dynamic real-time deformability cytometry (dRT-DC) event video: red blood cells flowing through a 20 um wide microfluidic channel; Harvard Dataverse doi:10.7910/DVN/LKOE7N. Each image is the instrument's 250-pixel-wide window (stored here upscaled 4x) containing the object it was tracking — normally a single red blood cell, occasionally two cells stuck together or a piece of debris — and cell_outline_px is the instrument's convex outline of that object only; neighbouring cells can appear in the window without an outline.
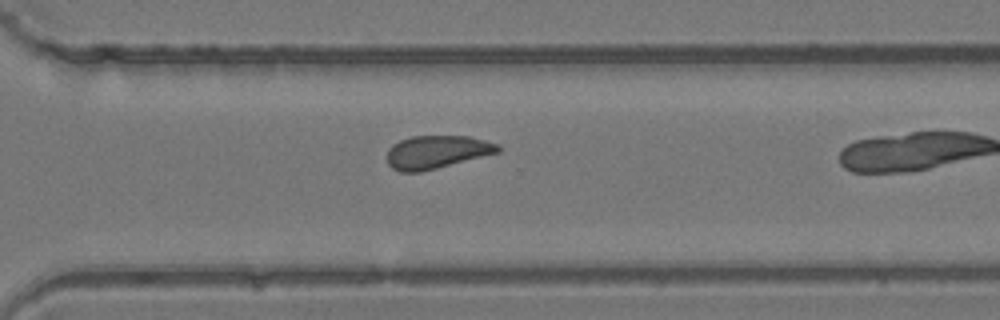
{"species": "common noctule bat (a hibernating species)", "species_latin": "Nyctalus noctula", "temperature_condition": "room temperature", "stored_images_in_passage": 25, "camera_frame_rate_fps": 3000, "um_per_image_px": 0.085, "animal": {"sex": "female", "body_mass_g": 24.6, "forearm_length_mm": 56.2}, "frame": {"image": 1, "passage_image": 22, "time_ms": 7.0, "image_size_px": [1000, 320], "cell_outline_px": [[500, 152], [420, 172], [400, 172], [392, 168], [388, 164], [388, 148], [392, 144], [400, 140], [412, 136], [468, 136], [484, 140], [496, 144], [500, 148]], "centroid_in_image_um": [37.09, 12.92], "position_along_channel_um": 333.5, "area_um2": 21.21}}